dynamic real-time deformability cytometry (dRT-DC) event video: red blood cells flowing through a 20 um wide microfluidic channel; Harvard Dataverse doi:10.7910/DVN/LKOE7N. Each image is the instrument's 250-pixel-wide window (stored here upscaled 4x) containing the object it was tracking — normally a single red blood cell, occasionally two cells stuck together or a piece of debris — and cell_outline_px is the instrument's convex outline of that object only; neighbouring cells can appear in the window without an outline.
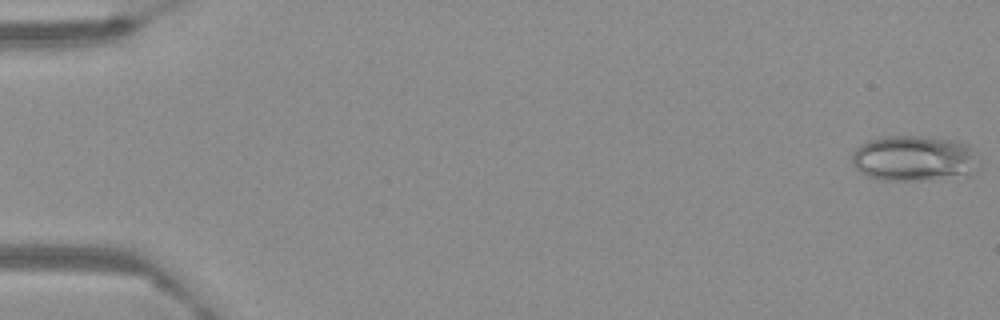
{"species": "Egyptian fruit bat (a non-hibernating species)", "species_latin": "Rousettus aegyptiacus", "temperature_condition": "warm", "stored_images_in_passage": 64, "camera_frame_rate_fps": 3000, "um_per_image_px": 0.085, "frame": {"image": 1, "passage_image": 1, "time_ms": 0.0, "image_size_px": [1000, 320], "cell_outline_px": [[972, 152], [968, 176], [928, 180], [876, 180], [864, 176], [856, 168], [852, 160], [852, 152], [860, 144], [868, 140], [880, 136], [920, 136], [956, 140], [968, 144], [972, 148]], "centroid_in_image_um": [77.55, 13.46], "position_along_channel_um": 7.5, "area_um2": 33.47}}
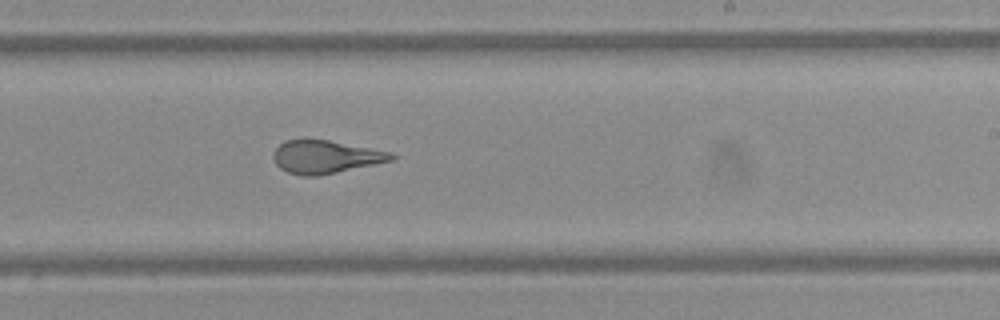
{"frame": {"image": 2, "passage_image": 40, "time_ms": 13.0, "image_size_px": [1000, 320], "cell_outline_px": [[396, 160], [316, 176], [300, 176], [288, 172], [280, 168], [276, 164], [272, 156], [272, 152], [284, 140], [328, 140], [392, 152], [396, 156]], "centroid_in_image_um": [27.68, 13.34], "position_along_channel_um": 261.3, "area_um2": 22.66}}
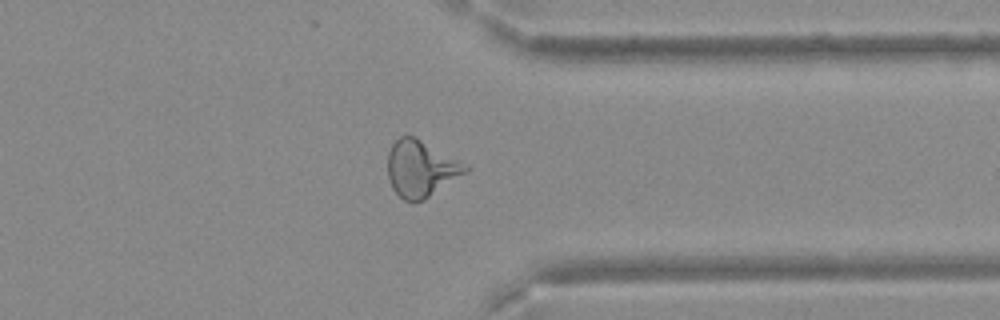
{"frame": {"image": 3, "passage_image": 51, "time_ms": 16.667, "image_size_px": [1000, 320], "cell_outline_px": [[472, 168], [424, 200], [404, 200], [392, 188], [388, 180], [388, 152], [392, 144], [400, 136], [416, 136], [468, 164]], "centroid_in_image_um": [35.79, 14.3], "position_along_channel_um": 375.6, "area_um2": 25.61}}